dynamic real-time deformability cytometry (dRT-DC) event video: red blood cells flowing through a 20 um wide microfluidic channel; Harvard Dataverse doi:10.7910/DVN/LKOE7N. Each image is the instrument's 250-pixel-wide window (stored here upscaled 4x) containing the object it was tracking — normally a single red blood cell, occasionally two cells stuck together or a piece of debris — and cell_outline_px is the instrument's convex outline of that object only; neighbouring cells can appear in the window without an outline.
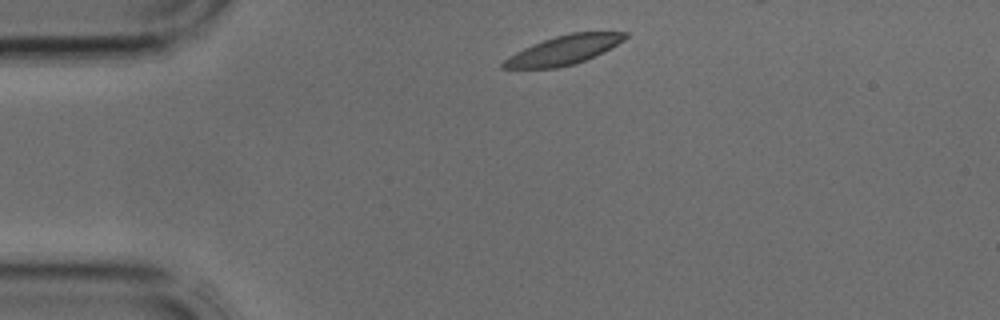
{"species": "common noctule bat (a hibernating species)", "species_latin": "Nyctalus noctula", "temperature_condition": "cold", "stored_images_in_passage": 1, "camera_frame_rate_fps": 3000, "um_per_image_px": 0.085, "animal": {"sex": "male", "body_mass_g": 17.9, "forearm_length_mm": 54.2}, "frame": {"image": 1, "passage_image": 1, "time_ms": 0.0, "image_size_px": [1000, 320], "cell_outline_px": [[628, 36], [624, 40], [604, 52], [584, 60], [572, 64], [556, 68], [500, 68], [500, 64], [508, 56], [524, 48], [544, 40], [556, 36], [572, 32], [628, 32]], "centroid_in_image_um": [47.91, 4.25], "position_along_channel_um": 37.1, "area_um2": 20.35}}